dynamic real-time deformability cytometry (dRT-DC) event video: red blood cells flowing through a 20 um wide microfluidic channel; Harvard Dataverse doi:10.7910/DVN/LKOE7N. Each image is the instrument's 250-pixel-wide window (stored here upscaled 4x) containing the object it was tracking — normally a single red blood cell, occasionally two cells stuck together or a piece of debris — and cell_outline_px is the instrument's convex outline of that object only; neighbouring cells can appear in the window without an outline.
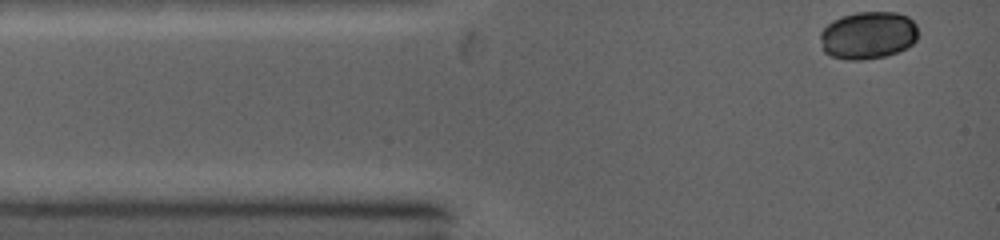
{"species": "common noctule bat (a hibernating species)", "species_latin": "Nyctalus noctula", "temperature_condition": "warm", "stored_images_in_passage": 52, "camera_frame_rate_fps": 5000, "um_per_image_px": 0.085, "animal": {"sex": "female", "body_mass_g": 19.0, "forearm_length_mm": 53.3}, "frame": {"image": 1, "passage_image": 1, "time_ms": 0.0, "image_size_px": [1000, 240], "cell_outline_px": [[916, 40], [912, 44], [896, 52], [884, 56], [860, 60], [848, 60], [832, 56], [824, 52], [820, 36], [820, 32], [832, 20], [840, 16], [856, 12], [896, 12], [908, 16], [916, 24]], "centroid_in_image_um": [73.76, 2.98], "position_along_channel_um": 11.2, "area_um2": 27.05}}
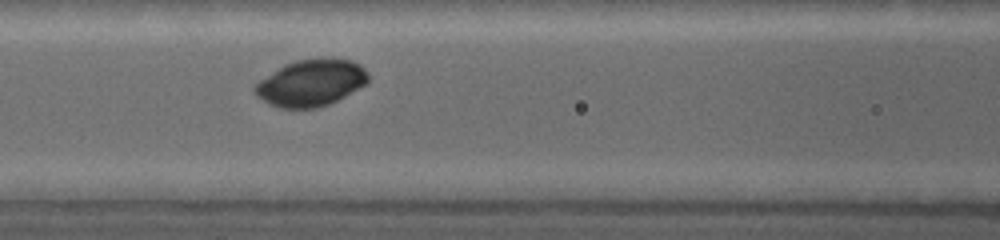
{"frame": {"image": 2, "passage_image": 21, "time_ms": 4.0, "image_size_px": [1000, 240], "cell_outline_px": [[368, 80], [364, 84], [336, 100], [328, 104], [316, 108], [276, 108], [264, 100], [256, 92], [256, 84], [260, 80], [284, 64], [296, 60], [316, 56], [332, 56], [352, 60], [360, 64], [364, 68], [368, 76]], "centroid_in_image_um": [26.46, 6.99], "position_along_channel_um": 140.1, "area_um2": 30.81}}
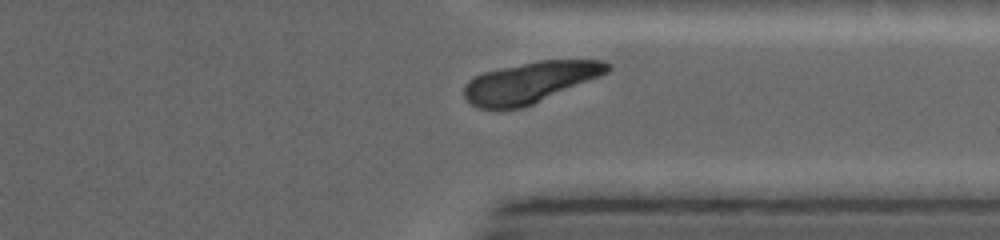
{"frame": {"image": 3, "passage_image": 47, "time_ms": 9.2, "image_size_px": [1000, 240], "cell_outline_px": [[612, 68], [608, 72], [600, 76], [524, 108], [476, 108], [464, 96], [464, 84], [468, 80], [484, 72], [500, 68], [540, 60], [600, 60], [612, 64]], "centroid_in_image_um": [45.07, 6.99], "position_along_channel_um": 366.3, "area_um2": 33.99}}